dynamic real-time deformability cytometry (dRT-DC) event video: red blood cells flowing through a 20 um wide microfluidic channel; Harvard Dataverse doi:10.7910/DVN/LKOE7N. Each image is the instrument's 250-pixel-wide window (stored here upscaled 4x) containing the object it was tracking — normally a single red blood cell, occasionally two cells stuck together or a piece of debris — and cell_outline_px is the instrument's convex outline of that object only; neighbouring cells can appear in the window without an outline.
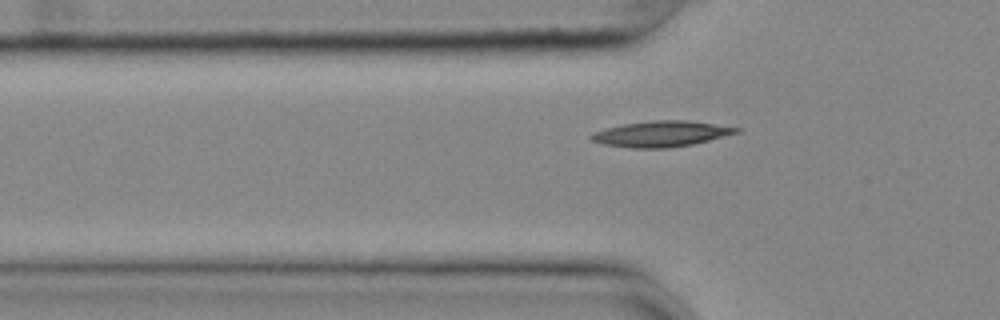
{"species": "common noctule bat (a hibernating species)", "species_latin": "Nyctalus noctula", "temperature_condition": "cold", "stored_images_in_passage": 39, "camera_frame_rate_fps": 3000, "um_per_image_px": 0.085, "animal": {"sex": "female", "body_mass_g": 25.1}, "frame": {"image": 1, "passage_image": 4, "time_ms": 1.0, "image_size_px": [1000, 320], "cell_outline_px": [[740, 132], [692, 144], [668, 148], [632, 148], [604, 144], [592, 140], [588, 136], [592, 132], [624, 124], [652, 120], [688, 120], [740, 128]], "centroid_in_image_um": [56.19, 11.37], "position_along_channel_um": 69.6, "area_um2": 21.56}}
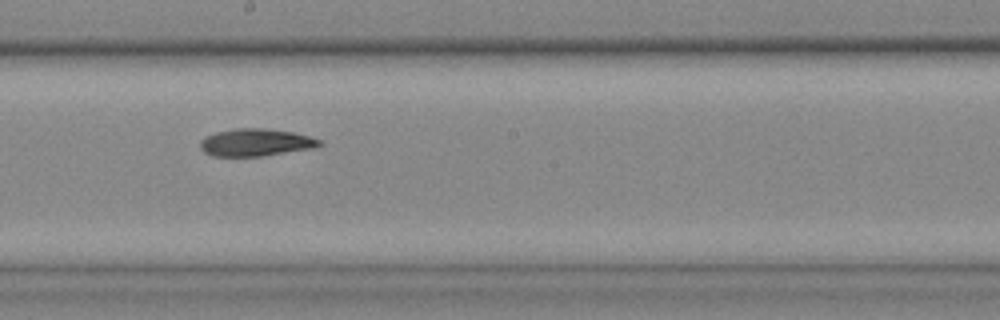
{"frame": {"image": 2, "passage_image": 17, "time_ms": 5.333, "image_size_px": [1000, 320], "cell_outline_px": [[324, 144], [312, 148], [260, 156], [212, 156], [204, 152], [200, 148], [200, 140], [216, 132], [236, 128], [264, 128], [292, 132], [324, 140]], "centroid_in_image_um": [21.75, 12.1], "position_along_channel_um": 226.5, "area_um2": 18.96}}
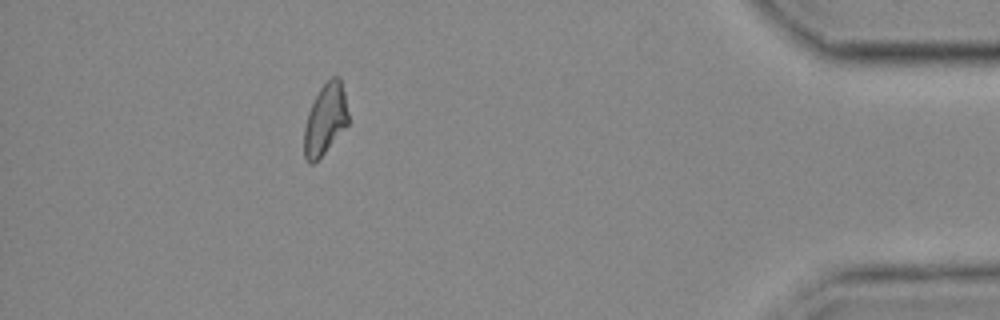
{"frame": {"image": 3, "passage_image": 36, "time_ms": 11.667, "image_size_px": [1000, 320], "cell_outline_px": [[348, 124], [324, 152], [312, 164], [308, 164], [304, 156], [304, 128], [308, 112], [320, 88], [332, 76], [340, 76], [344, 92], [348, 112]], "centroid_in_image_um": [27.64, 10.13], "position_along_channel_um": 407.6, "area_um2": 17.98}, "authors_computed_cell_mechanics": {"area_um2": 19.0162, "velocity_mm_per_s": 3.6355, "shape_relaxation_time_tau1_ms": 6.4971, "shape_relaxation_time_tau2_ms": null, "deformation_change_tau1": 0.1655, "deformation_change_tau2": null}}